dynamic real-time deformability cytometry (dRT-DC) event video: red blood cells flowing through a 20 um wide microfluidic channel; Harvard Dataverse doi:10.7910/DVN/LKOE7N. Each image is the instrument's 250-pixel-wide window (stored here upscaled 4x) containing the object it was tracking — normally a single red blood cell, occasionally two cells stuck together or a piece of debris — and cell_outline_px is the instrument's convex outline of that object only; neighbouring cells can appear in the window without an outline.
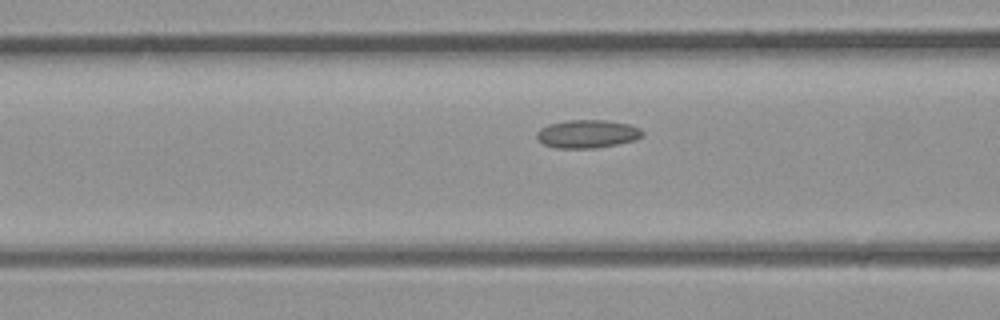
{"species": "common noctule bat (a hibernating species)", "species_latin": "Nyctalus noctula", "temperature_condition": "room temperature", "stored_images_in_passage": 5, "camera_frame_rate_fps": 3000, "um_per_image_px": 0.085, "animal": {"sex": "male", "body_mass_g": 23.1, "forearm_length_mm": 52.7}, "frame": {"image": 1, "passage_image": 5, "time_ms": 1.333, "image_size_px": [1000, 320], "cell_outline_px": [[644, 136], [636, 140], [596, 148], [556, 148], [544, 144], [536, 136], [536, 132], [540, 128], [548, 124], [568, 120], [608, 120], [628, 124], [640, 128], [644, 132]], "centroid_in_image_um": [49.95, 11.38], "position_along_channel_um": 116.7, "area_um2": 17.46}}